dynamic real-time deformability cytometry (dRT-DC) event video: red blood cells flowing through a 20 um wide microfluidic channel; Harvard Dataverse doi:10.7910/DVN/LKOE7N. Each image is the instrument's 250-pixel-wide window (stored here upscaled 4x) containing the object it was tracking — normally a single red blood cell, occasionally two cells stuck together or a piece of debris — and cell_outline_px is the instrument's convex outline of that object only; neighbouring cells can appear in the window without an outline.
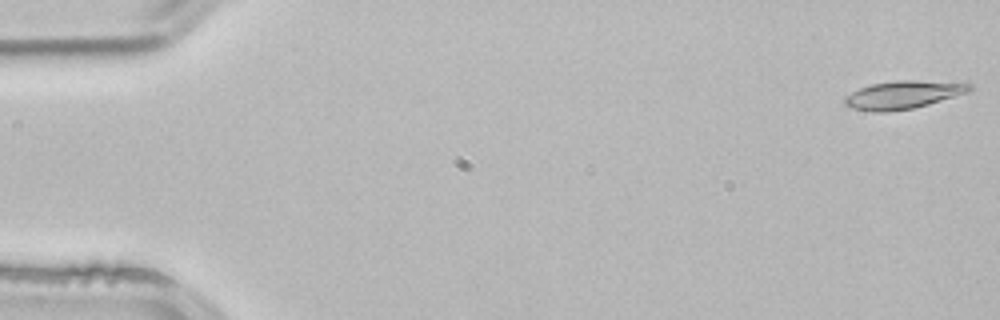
{"species": "common noctule bat (a hibernating species)", "species_latin": "Nyctalus noctula", "temperature_condition": "room temperature", "stored_images_in_passage": 52, "camera_frame_rate_fps": 3000, "um_per_image_px": 0.085, "animal": {"sex": "male", "body_mass_g": 21.5, "forearm_length_mm": 52.0}, "frame": {"image": 1, "passage_image": 1, "time_ms": 0.0, "image_size_px": [1000, 320], "cell_outline_px": [[972, 88], [968, 92], [928, 104], [912, 108], [888, 112], [872, 112], [852, 108], [844, 104], [844, 96], [860, 88], [872, 84], [896, 80], [968, 80], [972, 84]], "centroid_in_image_um": [76.86, 8.02], "position_along_channel_um": 8.1, "area_um2": 20.92}}
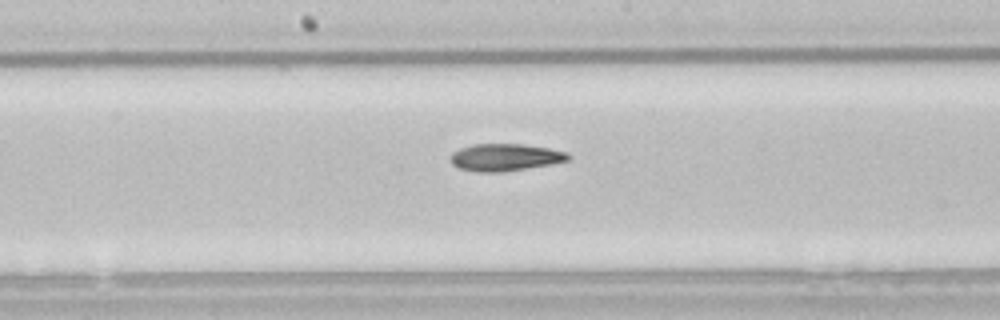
{"frame": {"image": 2, "passage_image": 27, "time_ms": 8.667, "image_size_px": [1000, 320], "cell_outline_px": [[572, 156], [568, 160], [548, 164], [500, 172], [480, 172], [460, 168], [452, 164], [452, 152], [460, 148], [472, 144], [524, 144], [548, 148], [568, 152]], "centroid_in_image_um": [42.94, 13.35], "position_along_channel_um": 205.3, "area_um2": 18.38}}
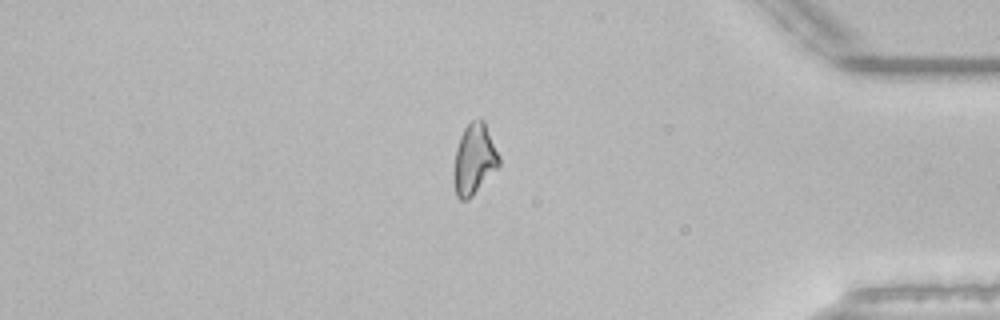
{"frame": {"image": 3, "passage_image": 44, "time_ms": 14.333, "image_size_px": [1000, 320], "cell_outline_px": [[500, 164], [472, 196], [468, 200], [460, 200], [456, 196], [456, 148], [460, 136], [464, 128], [472, 120], [484, 120], [500, 156]], "centroid_in_image_um": [40.35, 13.5], "position_along_channel_um": 394.9, "area_um2": 17.98}, "authors_computed_cell_mechanics": {"area_um2": 18.9295, "velocity_mm_per_s": 3.9052, "shape_relaxation_time_tau1_ms": null, "shape_relaxation_time_tau2_ms": 7.3999, "deformation_change_tau1": null, "deformation_change_tau2": 0.1739}}